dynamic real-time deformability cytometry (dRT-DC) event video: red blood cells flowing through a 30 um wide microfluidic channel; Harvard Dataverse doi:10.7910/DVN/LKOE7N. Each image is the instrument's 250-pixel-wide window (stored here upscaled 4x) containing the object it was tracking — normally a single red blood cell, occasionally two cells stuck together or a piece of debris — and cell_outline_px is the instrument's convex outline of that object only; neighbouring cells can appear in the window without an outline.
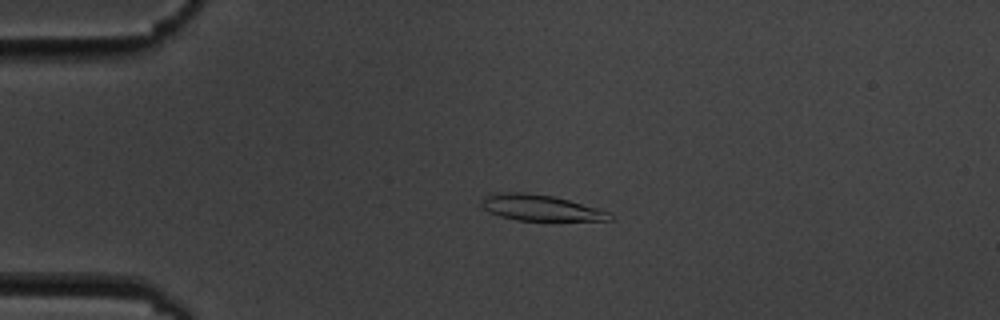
{"species": "common noctule bat (a hibernating species)", "species_latin": "Nyctalus noctula", "temperature_condition": "cold", "stored_images_in_passage": 5, "camera_frame_rate_fps": 3000, "um_per_image_px": 0.085, "animal": {"sex": "male", "body_mass_g": 19.5, "forearm_length_mm": 54.6}, "frame": {"image": 1, "passage_image": 4, "time_ms": 3.333, "image_size_px": [1000, 320], "cell_outline_px": [[616, 216], [612, 220], [516, 220], [500, 216], [484, 208], [480, 204], [484, 196], [496, 192], [524, 192], [552, 196], [568, 200], [612, 212]], "centroid_in_image_um": [45.97, 17.65], "position_along_channel_um": 39.0, "area_um2": 19.31}}